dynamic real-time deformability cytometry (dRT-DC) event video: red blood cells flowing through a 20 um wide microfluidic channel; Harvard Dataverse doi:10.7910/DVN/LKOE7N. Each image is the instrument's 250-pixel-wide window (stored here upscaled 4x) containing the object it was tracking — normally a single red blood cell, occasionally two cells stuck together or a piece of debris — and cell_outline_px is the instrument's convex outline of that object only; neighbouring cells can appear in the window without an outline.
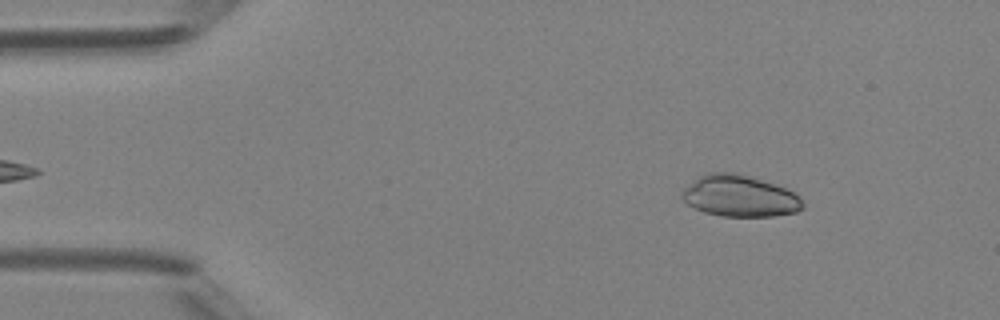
{"species": "Egyptian fruit bat (a non-hibernating species)", "species_latin": "Rousettus aegyptiacus", "temperature_condition": "room temperature", "stored_images_in_passage": 4, "camera_frame_rate_fps": 3000, "um_per_image_px": 0.085, "animal": {"sex": "female"}, "frame": {"image": 1, "passage_image": 4, "time_ms": 4.333, "image_size_px": [1000, 320], "cell_outline_px": [[804, 208], [796, 212], [772, 216], [720, 216], [704, 212], [688, 204], [680, 196], [684, 188], [704, 172], [736, 172], [784, 188], [800, 196], [804, 204]], "centroid_in_image_um": [62.85, 16.66], "position_along_channel_um": 22.1, "area_um2": 29.02}}